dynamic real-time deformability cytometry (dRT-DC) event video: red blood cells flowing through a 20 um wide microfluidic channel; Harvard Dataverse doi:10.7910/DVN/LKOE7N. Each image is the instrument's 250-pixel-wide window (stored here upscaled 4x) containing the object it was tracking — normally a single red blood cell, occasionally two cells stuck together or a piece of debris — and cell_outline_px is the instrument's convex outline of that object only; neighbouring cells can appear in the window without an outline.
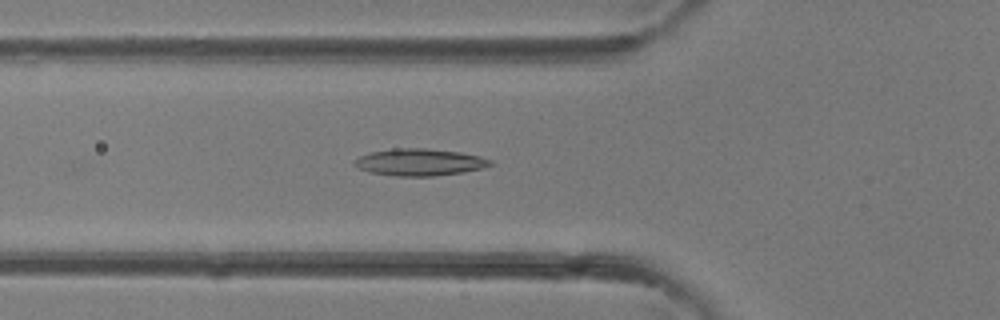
{"species": "common noctule bat (a hibernating species)", "species_latin": "Nyctalus noctula", "temperature_condition": "room temperature", "stored_images_in_passage": 28, "camera_frame_rate_fps": 3000, "um_per_image_px": 0.085, "animal": {"sex": "female"}, "frame": {"image": 1, "passage_image": 5, "time_ms": 1.333, "image_size_px": [1000, 320], "cell_outline_px": [[492, 164], [484, 168], [464, 172], [432, 176], [396, 176], [372, 172], [360, 168], [352, 164], [360, 156], [372, 152], [392, 148], [424, 148], [460, 152], [480, 156], [492, 160]], "centroid_in_image_um": [35.71, 13.78], "position_along_channel_um": 90.1, "area_um2": 21.21}}
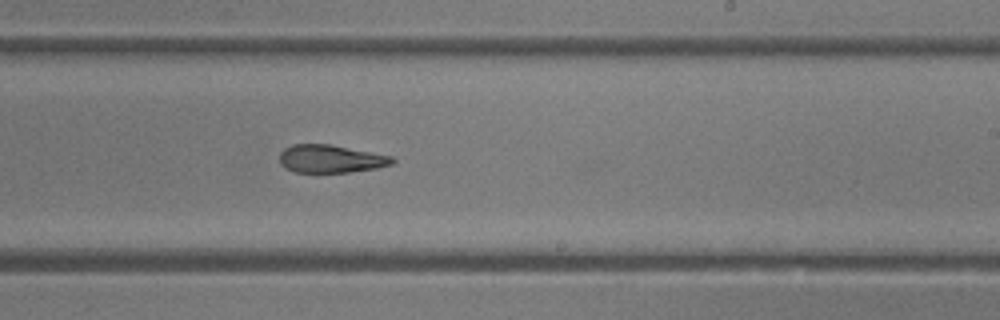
{"frame": {"image": 2, "passage_image": 15, "time_ms": 4.667, "image_size_px": [1000, 320], "cell_outline_px": [[396, 160], [392, 164], [376, 168], [348, 172], [296, 172], [280, 164], [280, 152], [284, 148], [292, 144], [332, 144], [392, 156]], "centroid_in_image_um": [28.12, 13.48], "position_along_channel_um": 260.9, "area_um2": 18.32}}
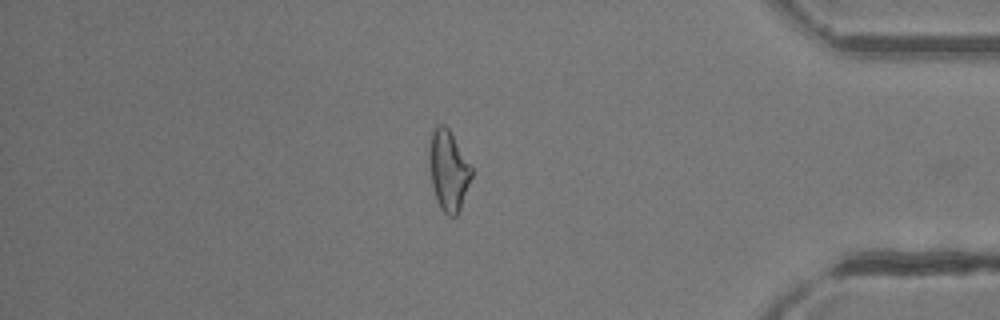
{"frame": {"image": 3, "passage_image": 25, "time_ms": 8.0, "image_size_px": [1000, 320], "cell_outline_px": [[472, 176], [460, 208], [456, 216], [448, 216], [440, 208], [436, 200], [432, 188], [428, 160], [428, 148], [432, 132], [436, 124], [444, 124], [448, 128], [472, 168]], "centroid_in_image_um": [38.08, 14.48], "position_along_channel_um": 397.1, "area_um2": 19.83}}